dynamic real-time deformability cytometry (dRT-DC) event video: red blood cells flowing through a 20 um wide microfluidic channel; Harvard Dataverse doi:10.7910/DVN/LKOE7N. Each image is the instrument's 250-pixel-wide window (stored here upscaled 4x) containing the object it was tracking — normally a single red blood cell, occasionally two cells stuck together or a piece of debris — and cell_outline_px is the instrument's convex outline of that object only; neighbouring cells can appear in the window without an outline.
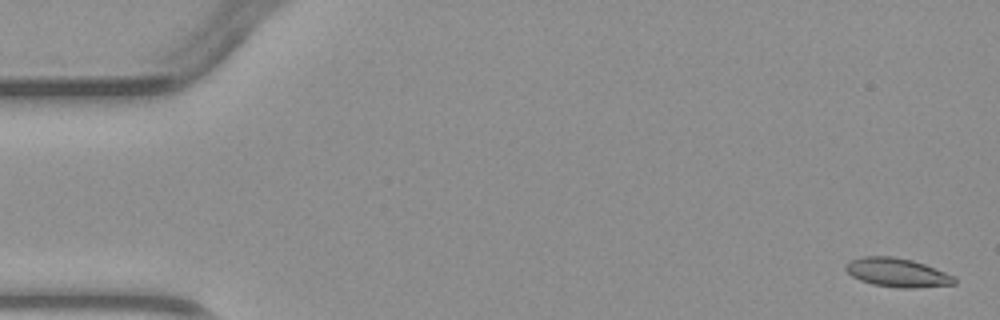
{"species": "common noctule bat (a hibernating species)", "species_latin": "Nyctalus noctula", "temperature_condition": "warm", "stored_images_in_passage": 6, "camera_frame_rate_fps": 3000, "um_per_image_px": 0.085, "animal": {"sex": "male", "body_mass_g": 23.1, "forearm_length_mm": 52.7}, "frame": {"image": 1, "passage_image": 1, "time_ms": 0.0, "image_size_px": [1000, 320], "cell_outline_px": [[956, 284], [916, 288], [900, 288], [872, 284], [860, 280], [852, 276], [844, 268], [844, 264], [848, 260], [864, 256], [892, 256], [912, 260], [924, 264], [956, 276]], "centroid_in_image_um": [76.26, 23.16], "position_along_channel_um": 8.7, "area_um2": 18.44}}
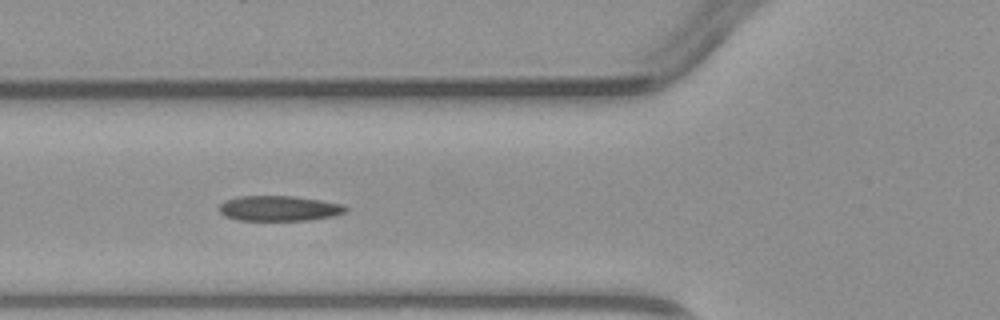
{"frame": {"image": 2, "passage_image": 5, "time_ms": 5.333, "image_size_px": [1000, 320], "cell_outline_px": [[348, 212], [336, 216], [308, 220], [236, 220], [224, 216], [220, 212], [220, 204], [224, 200], [240, 196], [292, 196], [320, 200], [344, 204], [348, 208]], "centroid_in_image_um": [23.76, 17.71], "position_along_channel_um": 102.0, "area_um2": 18.79}}
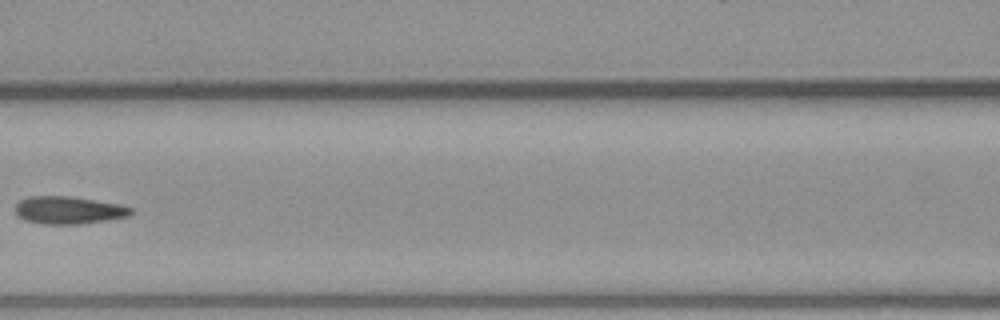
{"frame": {"image": 3, "passage_image": 6, "time_ms": 6.667, "image_size_px": [1000, 320], "cell_outline_px": [[132, 212], [128, 216], [108, 220], [80, 224], [44, 224], [24, 220], [16, 212], [16, 204], [20, 200], [28, 196], [68, 196], [120, 204], [132, 208]], "centroid_in_image_um": [5.83, 17.86], "position_along_channel_um": 160.8, "area_um2": 18.5}}